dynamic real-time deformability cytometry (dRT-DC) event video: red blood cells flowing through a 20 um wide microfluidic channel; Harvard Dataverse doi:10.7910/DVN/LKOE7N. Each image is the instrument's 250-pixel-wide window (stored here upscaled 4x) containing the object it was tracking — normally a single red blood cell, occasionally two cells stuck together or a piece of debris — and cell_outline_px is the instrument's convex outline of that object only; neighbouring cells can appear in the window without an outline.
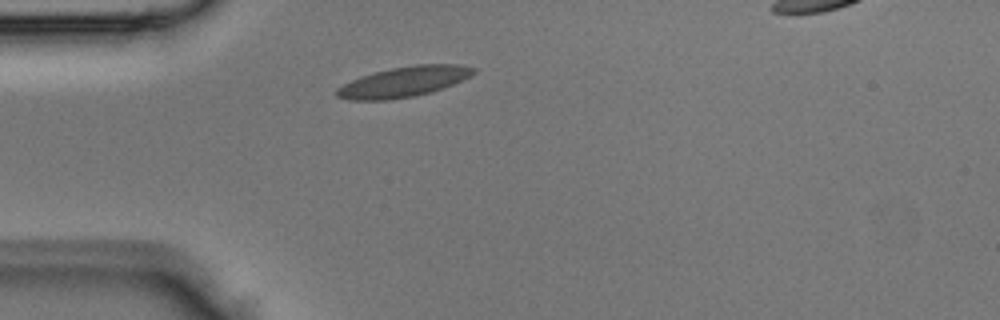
{"species": "Egyptian fruit bat (a non-hibernating species)", "species_latin": "Rousettus aegyptiacus", "temperature_condition": "room temperature", "stored_images_in_passage": 1, "camera_frame_rate_fps": 3000, "um_per_image_px": 0.085, "animal": {"sex": "male"}, "frame": {"image": 1, "passage_image": 1, "time_ms": 0.0, "image_size_px": [1000, 320], "cell_outline_px": [[476, 72], [444, 88], [432, 92], [412, 96], [388, 100], [348, 100], [336, 96], [336, 88], [360, 76], [392, 68], [416, 64], [456, 64], [476, 68]], "centroid_in_image_um": [34.29, 6.95], "position_along_channel_um": 50.7, "area_um2": 23.93}}